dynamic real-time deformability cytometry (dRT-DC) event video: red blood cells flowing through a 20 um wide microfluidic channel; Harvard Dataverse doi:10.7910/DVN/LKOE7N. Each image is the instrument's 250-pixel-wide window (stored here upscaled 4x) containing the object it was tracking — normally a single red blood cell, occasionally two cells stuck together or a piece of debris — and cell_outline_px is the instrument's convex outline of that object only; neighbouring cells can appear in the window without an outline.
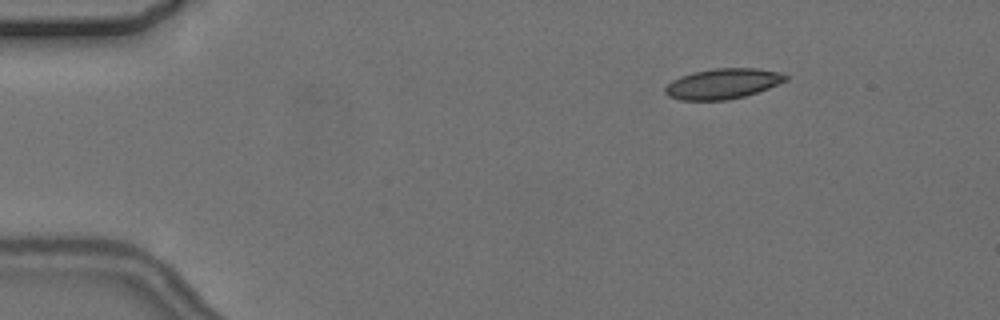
{"species": "common noctule bat (a hibernating species)", "species_latin": "Nyctalus noctula", "temperature_condition": "cold", "stored_images_in_passage": 4, "segment_of_instrument_passage": [1, 2], "camera_frame_rate_fps": 3000, "um_per_image_px": 0.085, "animal": {"sex": "female", "body_mass_g": 24.6, "forearm_length_mm": 56.2}, "frame": {"image": 1, "passage_image": 1, "time_ms": 0.0, "image_size_px": [1000, 320], "cell_outline_px": [[788, 80], [768, 88], [744, 96], [728, 100], [680, 100], [668, 96], [664, 92], [664, 88], [672, 80], [680, 76], [692, 72], [712, 68], [756, 68], [784, 72], [788, 76]], "centroid_in_image_um": [61.44, 7.1], "position_along_channel_um": 23.6, "area_um2": 21.5}}